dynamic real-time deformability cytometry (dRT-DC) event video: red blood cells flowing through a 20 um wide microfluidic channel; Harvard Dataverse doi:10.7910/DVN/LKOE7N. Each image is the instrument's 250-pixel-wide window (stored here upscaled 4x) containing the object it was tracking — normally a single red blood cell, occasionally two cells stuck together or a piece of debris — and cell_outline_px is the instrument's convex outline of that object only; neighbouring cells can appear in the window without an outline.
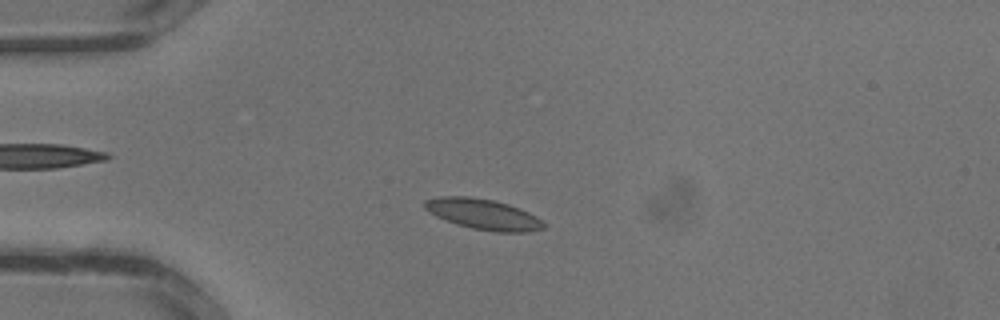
{"species": "common noctule bat (a hibernating species)", "species_latin": "Nyctalus noctula", "temperature_condition": "warm", "stored_images_in_passage": 32, "camera_frame_rate_fps": 3000, "um_per_image_px": 0.085, "animal": {"sex": "male", "body_mass_g": 13.3}, "frame": {"image": 1, "passage_image": 7, "time_ms": 2.0, "image_size_px": [1000, 320], "cell_outline_px": [[548, 224], [544, 228], [528, 232], [496, 232], [472, 228], [456, 224], [444, 220], [428, 212], [424, 208], [424, 200], [440, 196], [468, 196], [492, 200], [508, 204], [520, 208], [536, 216]], "centroid_in_image_um": [41.08, 18.21], "position_along_channel_um": 43.9, "area_um2": 21.39}}
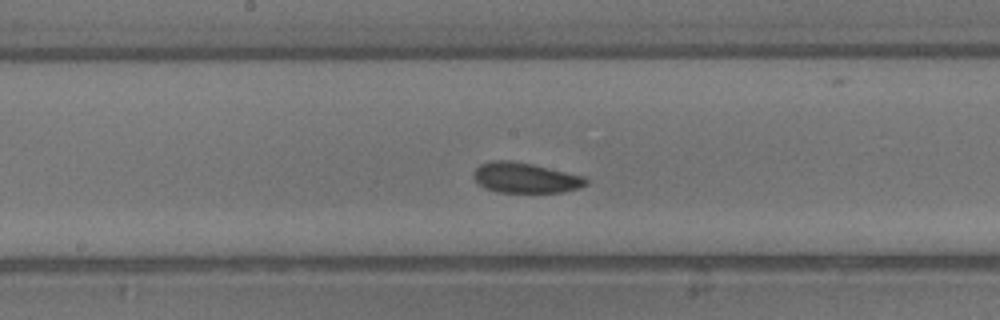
{"frame": {"image": 2, "passage_image": 16, "time_ms": 5.0, "image_size_px": [1000, 320], "cell_outline_px": [[588, 184], [580, 188], [564, 192], [496, 192], [484, 188], [472, 176], [472, 172], [480, 164], [492, 160], [512, 160], [532, 164], [584, 176], [588, 180]], "centroid_in_image_um": [44.65, 15.11], "position_along_channel_um": 203.6, "area_um2": 20.0}}
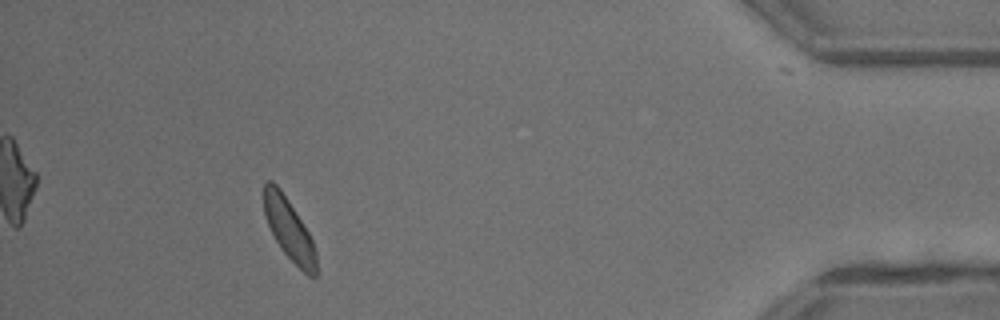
{"frame": {"image": 3, "passage_image": 29, "time_ms": 9.333, "image_size_px": [1000, 320], "cell_outline_px": [[316, 276], [308, 276], [280, 248], [268, 224], [264, 212], [264, 184], [268, 180], [272, 180], [280, 188], [308, 232], [312, 240], [316, 252]], "centroid_in_image_um": [24.56, 19.48], "position_along_channel_um": 410.6, "area_um2": 18.21}}